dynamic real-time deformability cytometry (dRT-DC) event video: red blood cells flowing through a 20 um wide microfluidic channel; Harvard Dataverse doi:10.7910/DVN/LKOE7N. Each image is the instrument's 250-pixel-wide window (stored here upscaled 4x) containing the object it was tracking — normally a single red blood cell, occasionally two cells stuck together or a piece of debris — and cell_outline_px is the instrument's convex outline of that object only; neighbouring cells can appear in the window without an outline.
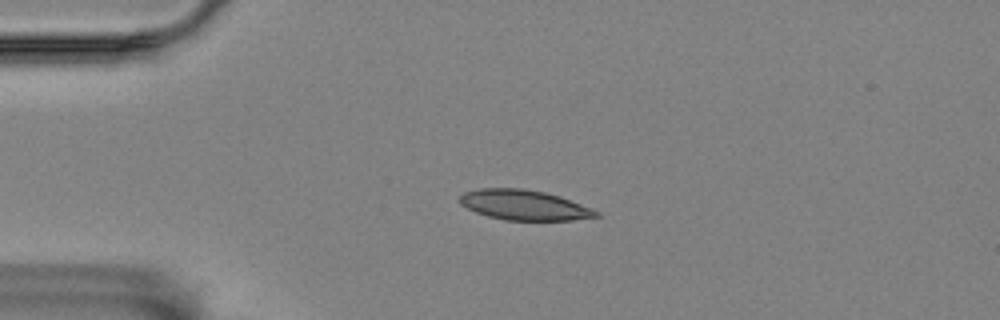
{"species": "Egyptian fruit bat (a non-hibernating species)", "species_latin": "Rousettus aegyptiacus", "temperature_condition": "room temperature", "stored_images_in_passage": 5, "camera_frame_rate_fps": 3000, "um_per_image_px": 0.085, "animal": {"sex": "female"}, "frame": {"image": 1, "passage_image": 3, "time_ms": 0.667, "image_size_px": [1000, 320], "cell_outline_px": [[600, 216], [572, 220], [504, 220], [488, 216], [476, 212], [460, 204], [460, 196], [464, 192], [480, 188], [520, 188], [544, 192], [560, 196], [592, 208], [600, 212]], "centroid_in_image_um": [44.57, 17.43], "position_along_channel_um": 40.4, "area_um2": 23.87}}